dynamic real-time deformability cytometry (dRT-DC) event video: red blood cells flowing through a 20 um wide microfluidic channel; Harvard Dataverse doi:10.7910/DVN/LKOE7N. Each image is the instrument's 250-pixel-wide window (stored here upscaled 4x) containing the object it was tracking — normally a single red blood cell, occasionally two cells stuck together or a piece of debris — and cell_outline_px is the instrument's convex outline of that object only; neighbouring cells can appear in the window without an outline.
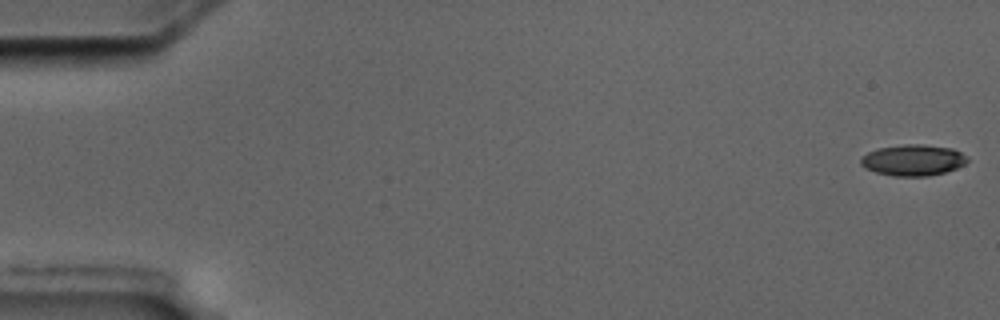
{"species": "common noctule bat (a hibernating species)", "species_latin": "Nyctalus noctula", "temperature_condition": "cold", "stored_images_in_passage": 7, "segment_of_instrument_passage": [1, 2], "camera_frame_rate_fps": 3000, "um_per_image_px": 0.085, "animal": {"sex": "male", "body_mass_g": 17.5, "forearm_length_mm": 52.3}, "frame": {"image": 1, "passage_image": 1, "time_ms": 0.0, "image_size_px": [1000, 320], "cell_outline_px": [[968, 160], [964, 164], [956, 168], [944, 172], [928, 176], [892, 176], [876, 172], [864, 168], [860, 164], [860, 156], [868, 152], [880, 148], [904, 144], [920, 144], [952, 148], [960, 152]], "centroid_in_image_um": [77.56, 13.61], "position_along_channel_um": 7.4, "area_um2": 19.25}}
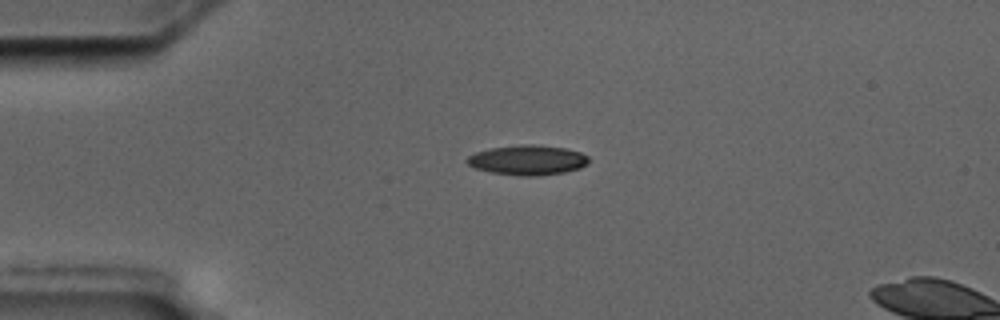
{"frame": {"image": 2, "passage_image": 5, "time_ms": 4.333, "image_size_px": [1000, 320], "cell_outline_px": [[588, 164], [580, 168], [564, 172], [540, 176], [520, 176], [492, 172], [476, 168], [468, 164], [464, 160], [468, 156], [476, 152], [488, 148], [520, 144], [532, 144], [564, 148], [580, 152], [588, 156]], "centroid_in_image_um": [44.84, 13.6], "position_along_channel_um": 40.2, "area_um2": 21.27}}